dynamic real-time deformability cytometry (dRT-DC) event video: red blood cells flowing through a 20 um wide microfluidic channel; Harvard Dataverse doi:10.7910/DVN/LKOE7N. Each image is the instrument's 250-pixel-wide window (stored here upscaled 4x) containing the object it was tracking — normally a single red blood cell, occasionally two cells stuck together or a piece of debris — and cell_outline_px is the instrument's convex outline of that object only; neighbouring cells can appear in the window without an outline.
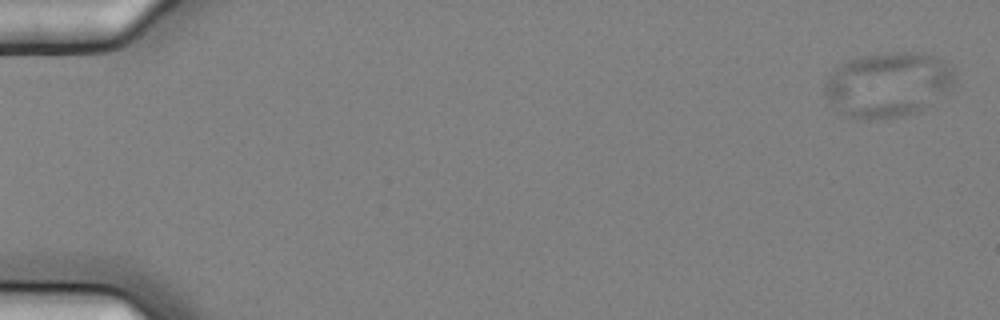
{"species": "common noctule bat (a hibernating species)", "species_latin": "Nyctalus noctula", "temperature_condition": "cold", "stored_images_in_passage": 8, "camera_frame_rate_fps": 3000, "um_per_image_px": 0.085, "animal": {"sex": "female", "body_mass_g": 25.1}, "frame": {"image": 1, "passage_image": 1, "time_ms": 0.0, "image_size_px": [1000, 320], "cell_outline_px": [[952, 80], [944, 92], [916, 112], [904, 116], [868, 120], [844, 116], [828, 104], [824, 92], [824, 84], [828, 76], [840, 64], [848, 60], [860, 56], [884, 52], [912, 52], [936, 56], [944, 60], [952, 68]], "centroid_in_image_um": [75.36, 7.18], "position_along_channel_um": 9.6, "area_um2": 48.9}}
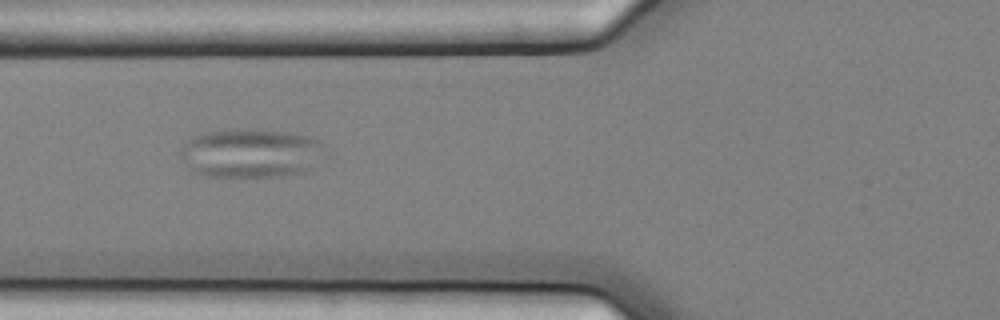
{"frame": {"image": 2, "passage_image": 7, "time_ms": 2.0, "image_size_px": [1000, 320], "cell_outline_px": [[328, 156], [304, 172], [284, 176], [208, 176], [192, 172], [176, 152], [192, 136], [204, 132], [236, 128], [248, 128], [292, 132], [312, 136], [320, 140], [324, 144], [328, 152]], "centroid_in_image_um": [21.38, 12.99], "position_along_channel_um": 104.4, "area_um2": 42.6}}